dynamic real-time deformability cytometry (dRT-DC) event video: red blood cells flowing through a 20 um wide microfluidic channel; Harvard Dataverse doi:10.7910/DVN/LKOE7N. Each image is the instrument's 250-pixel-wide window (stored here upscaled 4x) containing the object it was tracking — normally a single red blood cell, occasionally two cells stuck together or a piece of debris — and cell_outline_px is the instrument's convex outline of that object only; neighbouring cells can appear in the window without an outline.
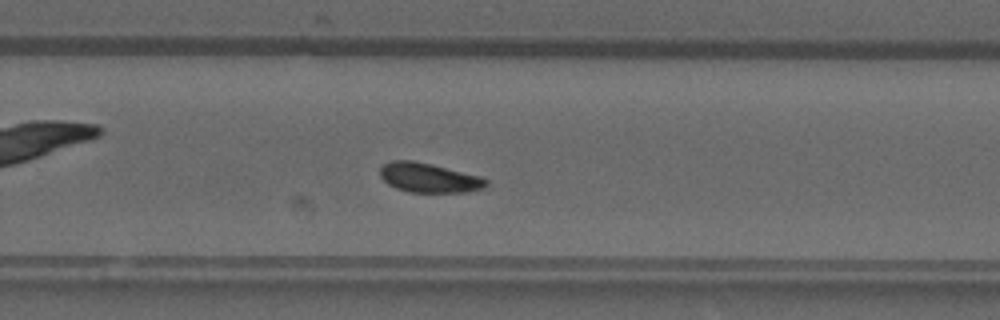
{"species": "common noctule bat (a hibernating species)", "species_latin": "Nyctalus noctula", "temperature_condition": "warm", "stored_images_in_passage": 39, "camera_frame_rate_fps": 3000, "um_per_image_px": 0.085, "animal": {"sex": "male", "forearm_length_mm": 52.5}, "frame": {"image": 1, "passage_image": 23, "time_ms": 7.333, "image_size_px": [1000, 320], "cell_outline_px": [[488, 184], [484, 188], [464, 192], [408, 192], [396, 188], [388, 184], [380, 176], [380, 168], [384, 164], [392, 160], [412, 160], [480, 176], [488, 180]], "centroid_in_image_um": [36.44, 15.11], "position_along_channel_um": 293.4, "area_um2": 18.03}}
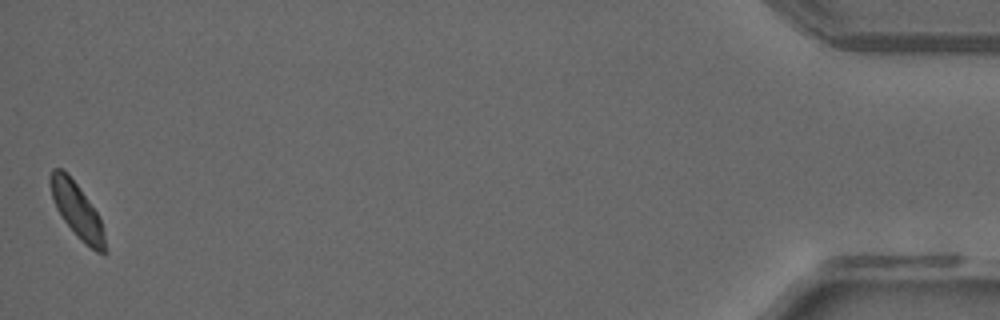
{"frame": {"image": 2, "passage_image": 39, "time_ms": 12.667, "image_size_px": [1000, 320], "cell_outline_px": [[108, 252], [104, 256], [96, 252], [84, 244], [64, 220], [56, 208], [52, 196], [48, 180], [48, 176], [52, 168], [60, 168], [76, 184], [96, 212], [100, 220]], "centroid_in_image_um": [6.54, 17.93], "position_along_channel_um": 428.7, "area_um2": 17.17}}